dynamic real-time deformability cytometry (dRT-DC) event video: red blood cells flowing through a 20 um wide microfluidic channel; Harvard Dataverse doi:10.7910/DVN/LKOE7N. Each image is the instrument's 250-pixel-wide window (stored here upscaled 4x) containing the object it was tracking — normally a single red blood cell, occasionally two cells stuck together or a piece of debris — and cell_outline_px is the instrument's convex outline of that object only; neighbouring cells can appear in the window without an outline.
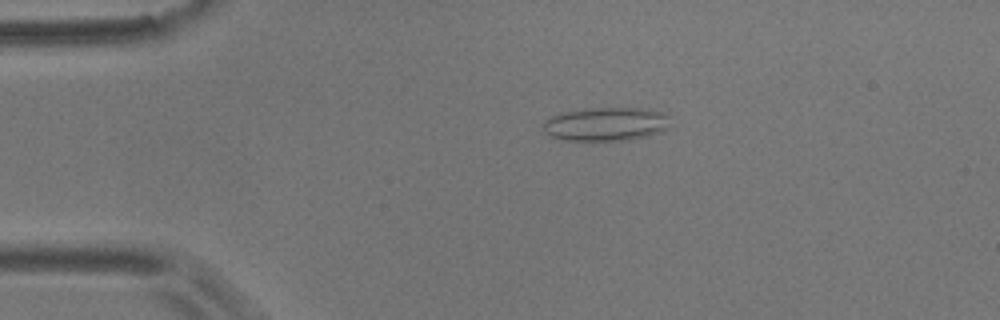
{"species": "common noctule bat (a hibernating species)", "species_latin": "Nyctalus noctula", "temperature_condition": "room temperature", "stored_images_in_passage": 4, "camera_frame_rate_fps": 3000, "um_per_image_px": 0.085, "animal": {"sex": "male", "body_mass_g": 17.9}, "frame": {"image": 1, "passage_image": 3, "time_ms": 2.667, "image_size_px": [1000, 320], "cell_outline_px": [[668, 116], [664, 128], [656, 132], [644, 136], [628, 140], [564, 140], [552, 136], [544, 132], [544, 120], [552, 116], [564, 112], [584, 108], [648, 108], [664, 112]], "centroid_in_image_um": [51.45, 10.53], "position_along_channel_um": 33.6, "area_um2": 24.51}}